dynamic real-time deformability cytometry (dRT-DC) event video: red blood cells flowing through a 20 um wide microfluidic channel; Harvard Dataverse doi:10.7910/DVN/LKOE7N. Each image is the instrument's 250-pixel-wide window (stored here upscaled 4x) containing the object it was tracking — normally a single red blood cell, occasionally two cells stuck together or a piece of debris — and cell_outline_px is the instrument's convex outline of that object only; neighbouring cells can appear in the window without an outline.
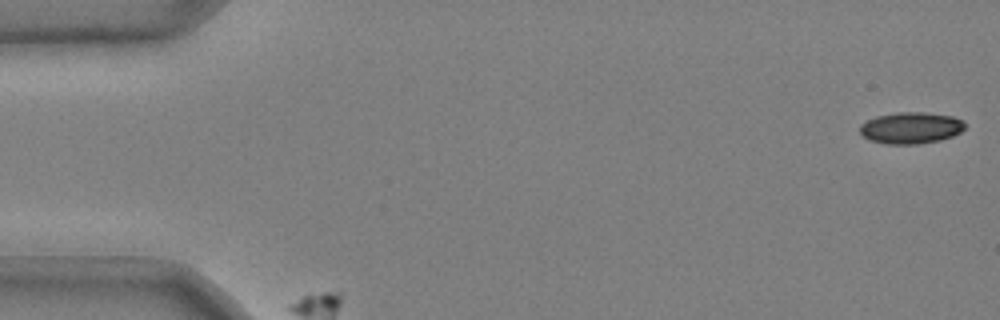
{"species": "common noctule bat (a hibernating species)", "species_latin": "Nyctalus noctula", "temperature_condition": "cold", "stored_images_in_passage": 41, "camera_frame_rate_fps": 3000, "um_per_image_px": 0.085, "animal": {"sex": "male", "body_mass_g": 20.4}, "frame": {"image": 1, "passage_image": 1, "time_ms": 0.0, "image_size_px": [1000, 320], "cell_outline_px": [[964, 128], [960, 132], [952, 136], [940, 140], [920, 144], [884, 144], [868, 140], [860, 132], [860, 124], [876, 116], [896, 112], [924, 112], [952, 116], [964, 120]], "centroid_in_image_um": [77.41, 10.87], "position_along_channel_um": 7.6, "area_um2": 19.42}}